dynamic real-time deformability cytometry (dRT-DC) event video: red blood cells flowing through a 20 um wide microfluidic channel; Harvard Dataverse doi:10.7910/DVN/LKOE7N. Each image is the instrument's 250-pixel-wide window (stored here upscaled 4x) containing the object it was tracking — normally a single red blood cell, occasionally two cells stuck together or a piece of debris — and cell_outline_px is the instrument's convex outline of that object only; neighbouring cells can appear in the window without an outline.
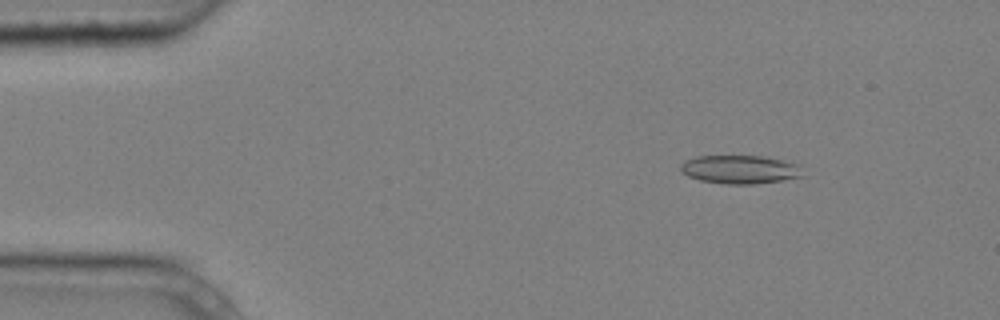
{"species": "common noctule bat (a hibernating species)", "species_latin": "Nyctalus noctula", "temperature_condition": "cold", "stored_images_in_passage": 5, "camera_frame_rate_fps": 3000, "um_per_image_px": 0.085, "animal": {"sex": "male", "body_mass_g": 20.4}, "frame": {"image": 1, "passage_image": 3, "time_ms": 0.667, "image_size_px": [1000, 320], "cell_outline_px": [[804, 176], [756, 184], [724, 184], [700, 180], [688, 176], [680, 172], [680, 164], [684, 160], [696, 156], [764, 156], [792, 160], [800, 164]], "centroid_in_image_um": [62.94, 14.39], "position_along_channel_um": 22.1, "area_um2": 20.75}}
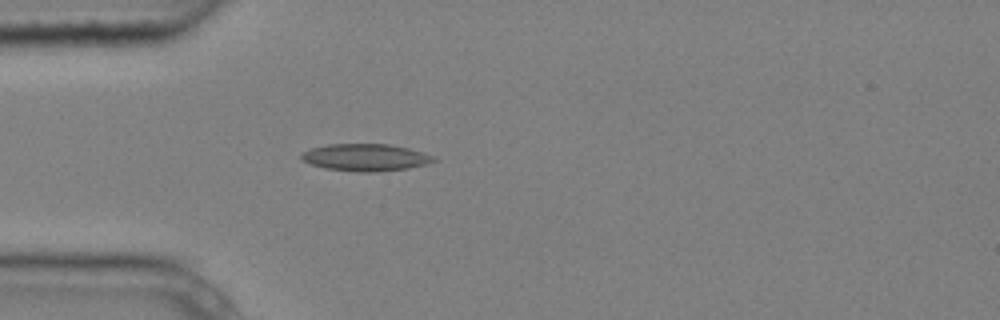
{"frame": {"image": 2, "passage_image": 5, "time_ms": 1.333, "image_size_px": [1000, 320], "cell_outline_px": [[440, 160], [408, 168], [372, 172], [356, 172], [324, 168], [300, 160], [300, 156], [304, 152], [312, 148], [328, 144], [388, 144], [408, 148], [424, 152], [436, 156]], "centroid_in_image_um": [31.1, 13.38], "position_along_channel_um": 53.9, "area_um2": 20.98}}